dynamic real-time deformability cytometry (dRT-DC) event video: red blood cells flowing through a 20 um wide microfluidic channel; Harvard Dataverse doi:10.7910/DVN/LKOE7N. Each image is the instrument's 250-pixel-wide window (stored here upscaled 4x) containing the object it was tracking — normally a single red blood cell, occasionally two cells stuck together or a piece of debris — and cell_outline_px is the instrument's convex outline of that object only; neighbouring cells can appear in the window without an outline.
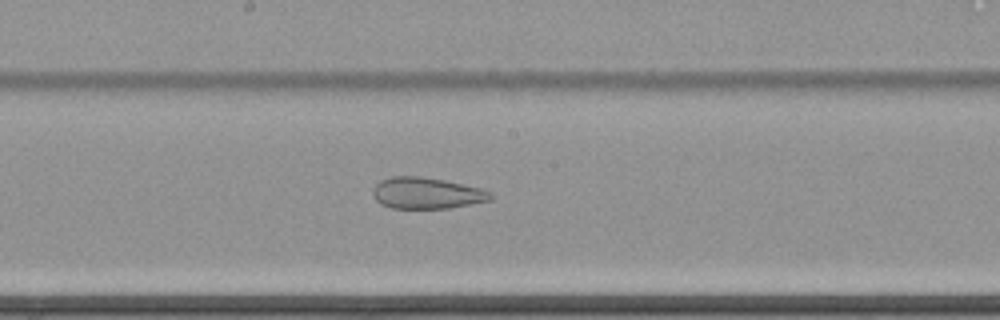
{"species": "common noctule bat (a hibernating species)", "species_latin": "Nyctalus noctula", "temperature_condition": "cold", "stored_images_in_passage": 43, "camera_frame_rate_fps": 3000, "um_per_image_px": 0.085, "animal": {"sex": "female", "body_mass_g": 22.7, "forearm_length_mm": 54.2}, "frame": {"image": 1, "passage_image": 17, "time_ms": 5.333, "image_size_px": [1000, 320], "cell_outline_px": [[492, 200], [472, 204], [448, 208], [392, 208], [380, 204], [372, 196], [372, 188], [380, 180], [392, 176], [420, 176], [444, 180], [480, 188], [492, 192]], "centroid_in_image_um": [36.24, 16.41], "position_along_channel_um": 212.0, "area_um2": 21.62}}
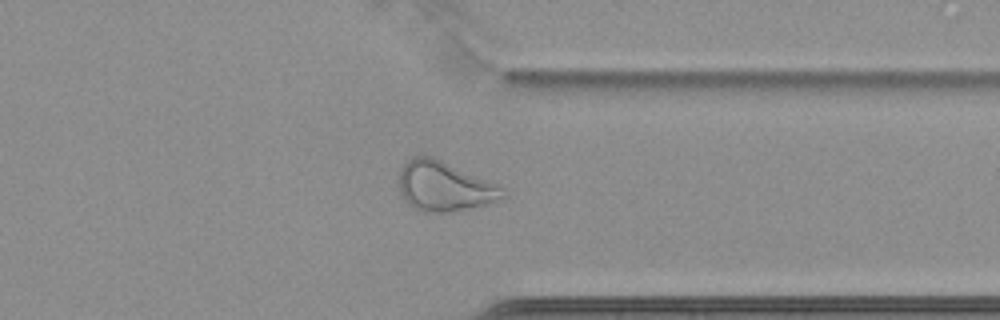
{"frame": {"image": 2, "passage_image": 31, "time_ms": 10.0, "image_size_px": [1000, 320], "cell_outline_px": [[508, 196], [488, 204], [448, 212], [424, 212], [408, 204], [404, 200], [400, 192], [400, 168], [408, 160], [416, 156], [428, 156], [440, 160], [500, 184], [504, 188]], "centroid_in_image_um": [37.82, 15.85], "position_along_channel_um": 373.6, "area_um2": 30.0}}
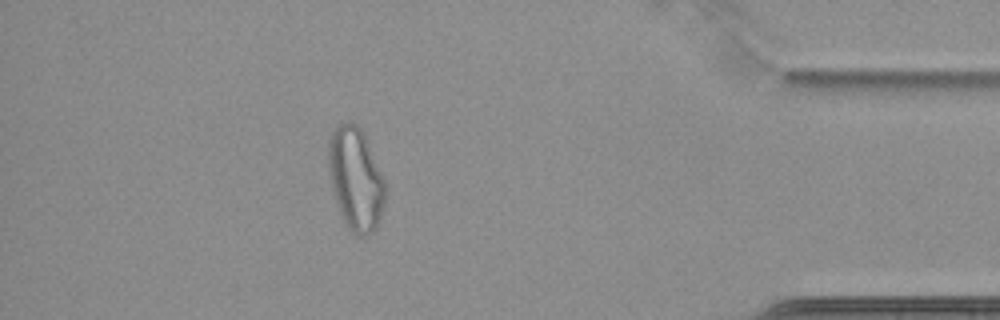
{"frame": {"image": 3, "passage_image": 37, "time_ms": 12.0, "image_size_px": [1000, 320], "cell_outline_px": [[384, 204], [380, 220], [376, 228], [372, 232], [364, 236], [356, 236], [348, 228], [336, 204], [328, 172], [328, 140], [336, 124], [356, 124], [364, 132], [384, 180]], "centroid_in_image_um": [30.21, 15.22], "position_along_channel_um": 405.0, "area_um2": 33.93}, "authors_computed_cell_mechanics": {"area_um2": 27.5128, "velocity_mm_per_s": 3.4724, "shape_relaxation_time_tau1_ms": null, "shape_relaxation_time_tau2_ms": 1.9804, "deformation_change_tau1": null, "deformation_change_tau2": 0.0917}}